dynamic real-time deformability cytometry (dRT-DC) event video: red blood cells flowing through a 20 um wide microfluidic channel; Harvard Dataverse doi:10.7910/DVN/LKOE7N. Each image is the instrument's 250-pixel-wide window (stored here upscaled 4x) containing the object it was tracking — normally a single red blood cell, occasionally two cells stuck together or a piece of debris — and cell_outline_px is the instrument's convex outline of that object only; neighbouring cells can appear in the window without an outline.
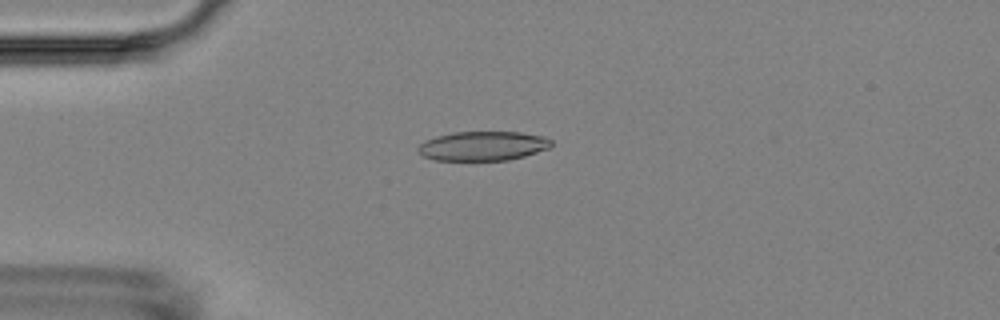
{"species": "Egyptian fruit bat (a non-hibernating species)", "species_latin": "Rousettus aegyptiacus", "temperature_condition": "room temperature", "stored_images_in_passage": 5, "camera_frame_rate_fps": 3000, "um_per_image_px": 0.085, "animal": {"sex": "female"}, "frame": {"image": 1, "passage_image": 1, "time_ms": 0.0, "image_size_px": [1000, 320], "cell_outline_px": [[552, 144], [548, 148], [524, 156], [508, 160], [432, 160], [416, 152], [416, 148], [424, 140], [436, 136], [452, 132], [520, 132], [544, 136], [552, 140]], "centroid_in_image_um": [41.0, 12.4], "position_along_channel_um": 44.0, "area_um2": 22.89}}
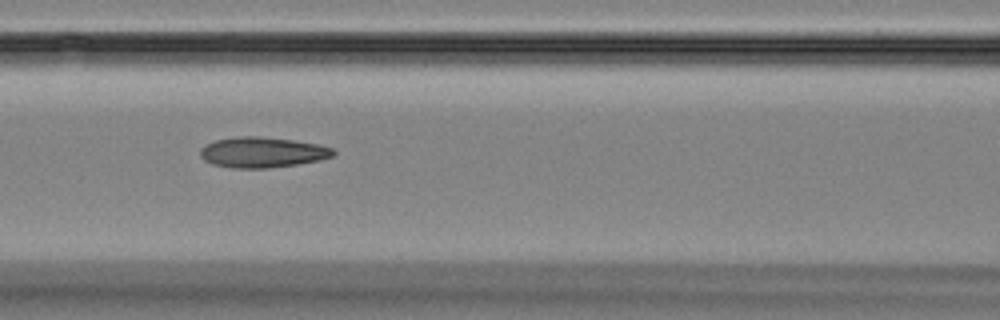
{"frame": {"image": 2, "passage_image": 4, "time_ms": 3.333, "image_size_px": [1000, 320], "cell_outline_px": [[336, 152], [332, 156], [320, 160], [296, 164], [268, 168], [232, 168], [212, 164], [204, 160], [200, 156], [200, 148], [216, 140], [240, 136], [260, 136], [292, 140], [316, 144], [332, 148]], "centroid_in_image_um": [22.28, 12.95], "position_along_channel_um": 144.3, "area_um2": 23.47}}
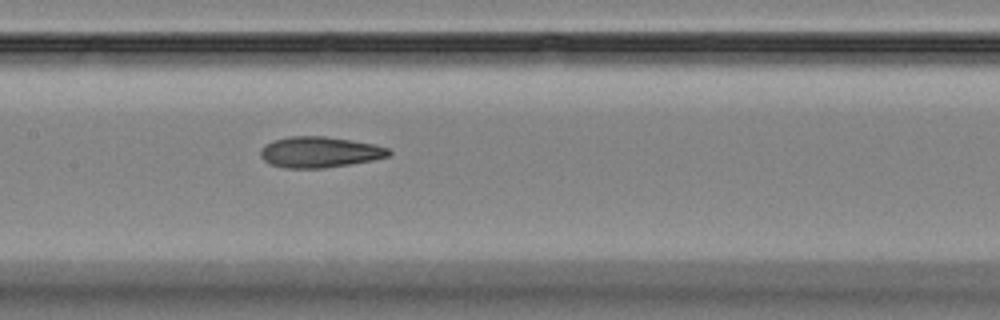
{"frame": {"image": 3, "passage_image": 5, "time_ms": 4.333, "image_size_px": [1000, 320], "cell_outline_px": [[392, 152], [388, 156], [372, 160], [324, 168], [284, 168], [272, 164], [264, 160], [260, 156], [260, 148], [264, 144], [272, 140], [288, 136], [324, 136], [352, 140], [376, 144], [388, 148]], "centroid_in_image_um": [27.14, 12.91], "position_along_channel_um": 180.3, "area_um2": 23.18}}